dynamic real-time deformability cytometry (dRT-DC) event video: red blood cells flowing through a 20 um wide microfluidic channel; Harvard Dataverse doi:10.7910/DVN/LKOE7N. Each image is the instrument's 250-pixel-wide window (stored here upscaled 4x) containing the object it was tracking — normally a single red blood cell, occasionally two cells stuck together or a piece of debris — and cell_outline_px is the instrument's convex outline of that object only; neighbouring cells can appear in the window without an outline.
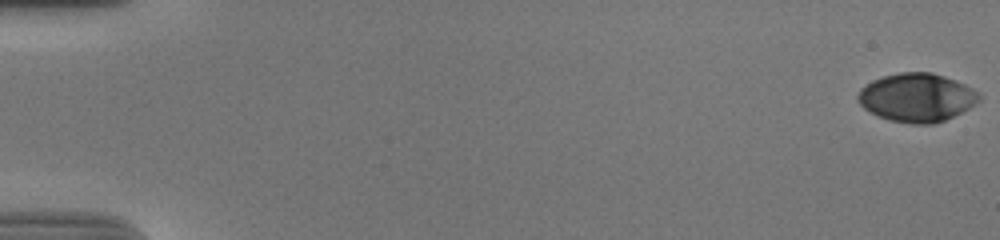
{"species": "human", "species_latin": "Homo sapiens", "temperature_condition": "cold", "stored_images_in_passage": 57, "camera_frame_rate_fps": 3000, "um_per_image_px": 0.085, "donor": {"sex": "male"}, "frame": {"image": 1, "passage_image": 1, "time_ms": 0.0, "image_size_px": [1000, 240], "cell_outline_px": [[980, 100], [976, 104], [944, 120], [932, 124], [908, 124], [892, 120], [880, 116], [864, 108], [856, 100], [856, 96], [860, 88], [872, 80], [884, 76], [900, 72], [932, 72], [956, 80], [980, 92]], "centroid_in_image_um": [77.92, 8.28], "position_along_channel_um": 7.1, "area_um2": 34.22}}
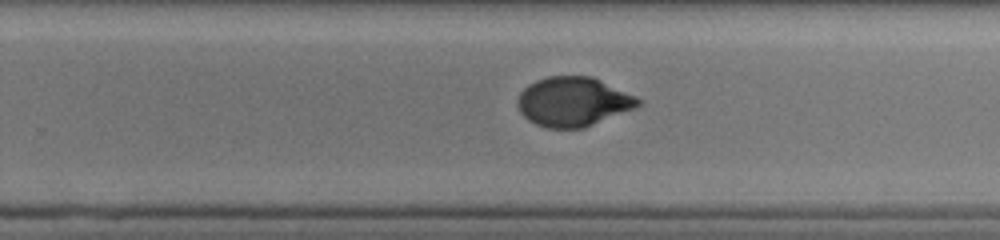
{"frame": {"image": 2, "passage_image": 38, "time_ms": 12.333, "image_size_px": [1000, 240], "cell_outline_px": [[644, 100], [636, 108], [584, 128], [548, 128], [536, 124], [528, 120], [520, 112], [516, 104], [516, 100], [520, 92], [528, 84], [536, 80], [548, 76], [592, 76], [636, 96]], "centroid_in_image_um": [48.72, 8.64], "position_along_channel_um": 281.1, "area_um2": 34.91}}
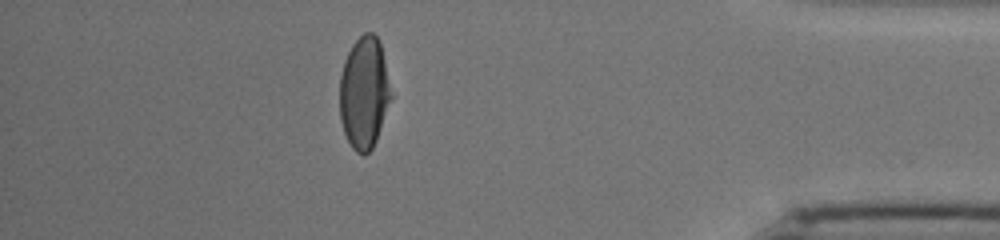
{"frame": {"image": 3, "passage_image": 51, "time_ms": 16.667, "image_size_px": [1000, 240], "cell_outline_px": [[392, 96], [376, 140], [372, 148], [364, 156], [356, 152], [352, 148], [344, 132], [340, 120], [340, 76], [344, 60], [352, 44], [364, 32], [372, 32], [380, 40]], "centroid_in_image_um": [30.94, 7.88], "position_along_channel_um": 404.3, "area_um2": 33.47}, "authors_computed_cell_mechanics": {"area_um2": 34.969, "velocity_mm_per_s": 3.6901, "shape_relaxation_time_tau1_ms": 4.956, "shape_relaxation_time_tau2_ms": 1.1026, "deformation_change_tau1": 0.1889, "deformation_change_tau2": 0.0348}}